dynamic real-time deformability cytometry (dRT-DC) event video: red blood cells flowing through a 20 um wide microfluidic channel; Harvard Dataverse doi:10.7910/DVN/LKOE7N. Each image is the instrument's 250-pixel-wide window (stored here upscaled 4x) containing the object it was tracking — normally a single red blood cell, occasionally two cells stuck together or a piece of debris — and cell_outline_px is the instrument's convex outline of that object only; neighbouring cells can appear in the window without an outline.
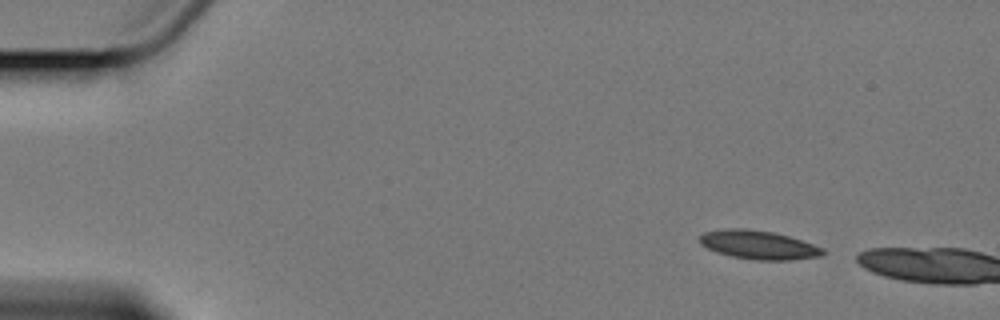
{"species": "Egyptian fruit bat (a non-hibernating species)", "species_latin": "Rousettus aegyptiacus", "temperature_condition": "cold", "stored_images_in_passage": 2, "camera_frame_rate_fps": 3000, "um_per_image_px": 0.085, "animal": {"sex": "female"}, "frame": {"image": 1, "passage_image": 1, "time_ms": 0.0, "image_size_px": [1000, 320], "cell_outline_px": [[828, 252], [824, 256], [792, 260], [756, 260], [732, 256], [716, 252], [700, 244], [700, 236], [704, 232], [724, 228], [744, 228], [772, 232], [788, 236], [824, 248]], "centroid_in_image_um": [64.51, 20.82], "position_along_channel_um": 20.5, "area_um2": 20.69}}